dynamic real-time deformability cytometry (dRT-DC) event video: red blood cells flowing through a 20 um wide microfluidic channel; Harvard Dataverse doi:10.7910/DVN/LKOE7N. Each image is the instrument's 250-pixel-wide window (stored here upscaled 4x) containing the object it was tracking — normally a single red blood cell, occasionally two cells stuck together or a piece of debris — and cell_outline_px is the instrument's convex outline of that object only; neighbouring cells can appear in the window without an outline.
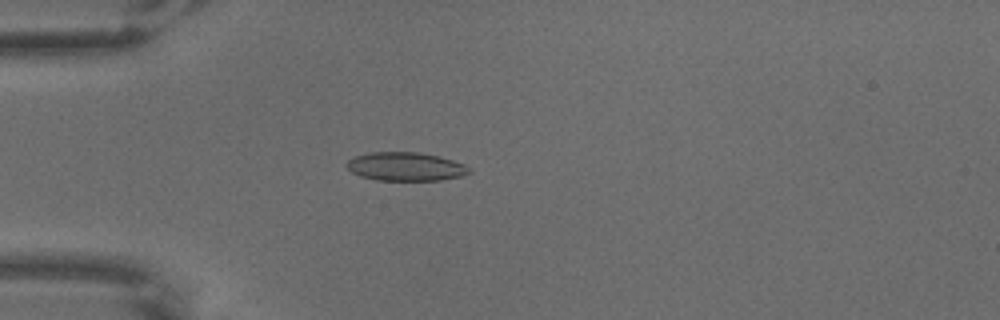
{"species": "common noctule bat (a hibernating species)", "species_latin": "Nyctalus noctula", "temperature_condition": "warm", "stored_images_in_passage": 7, "camera_frame_rate_fps": 3000, "um_per_image_px": 0.085, "animal": {"sex": "male", "body_mass_g": 18.8}, "frame": {"image": 1, "passage_image": 6, "time_ms": 1.667, "image_size_px": [1000, 320], "cell_outline_px": [[472, 172], [464, 176], [440, 180], [376, 180], [360, 176], [352, 172], [344, 164], [348, 160], [356, 156], [368, 152], [420, 152], [440, 156], [464, 164]], "centroid_in_image_um": [34.48, 14.15], "position_along_channel_um": 50.5, "area_um2": 20.52}}